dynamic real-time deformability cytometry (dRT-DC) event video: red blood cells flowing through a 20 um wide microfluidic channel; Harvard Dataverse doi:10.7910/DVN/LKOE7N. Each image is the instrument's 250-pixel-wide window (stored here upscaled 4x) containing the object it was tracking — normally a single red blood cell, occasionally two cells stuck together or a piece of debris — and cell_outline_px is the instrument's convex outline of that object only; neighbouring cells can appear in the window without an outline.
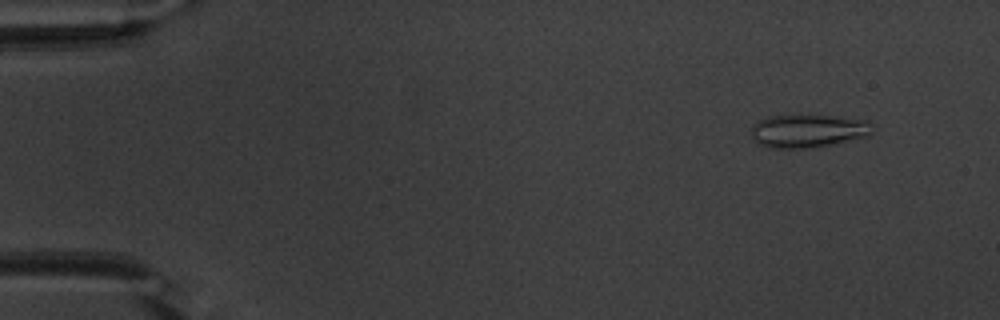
{"species": "common noctule bat (a hibernating species)", "species_latin": "Nyctalus noctula", "temperature_condition": "warm", "stored_images_in_passage": 10, "camera_frame_rate_fps": 3000, "um_per_image_px": 0.085, "animal": {"sex": "male", "body_mass_g": 20.1, "forearm_length_mm": 53.5}, "frame": {"image": 1, "passage_image": 5, "time_ms": 1.333, "image_size_px": [1000, 320], "cell_outline_px": [[872, 132], [868, 136], [836, 144], [816, 148], [768, 148], [756, 144], [752, 140], [752, 128], [760, 120], [768, 116], [832, 116], [864, 120], [872, 124]], "centroid_in_image_um": [68.68, 11.16], "position_along_channel_um": 16.3, "area_um2": 23.47}}